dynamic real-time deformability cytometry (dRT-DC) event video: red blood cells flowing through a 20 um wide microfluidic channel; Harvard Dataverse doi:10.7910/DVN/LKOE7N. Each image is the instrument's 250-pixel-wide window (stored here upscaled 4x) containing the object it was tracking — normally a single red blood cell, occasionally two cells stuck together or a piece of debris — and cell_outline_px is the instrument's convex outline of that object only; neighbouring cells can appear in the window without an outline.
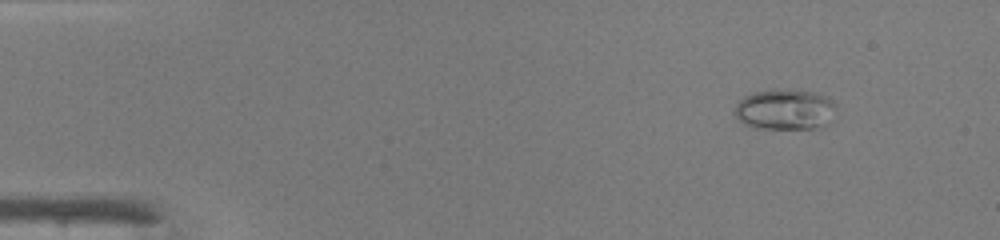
{"species": "common noctule bat (a hibernating species)", "species_latin": "Nyctalus noctula", "temperature_condition": "warm", "stored_images_in_passage": 43, "camera_frame_rate_fps": 3000, "um_per_image_px": 0.085, "animal": {"sex": "male", "body_mass_g": 19.0, "forearm_length_mm": 50.8}, "frame": {"image": 1, "passage_image": 1, "time_ms": 0.0, "image_size_px": [1000, 240], "cell_outline_px": [[836, 104], [832, 120], [828, 124], [820, 128], [756, 128], [744, 124], [736, 116], [736, 104], [744, 96], [752, 92], [812, 92], [824, 96]], "centroid_in_image_um": [66.75, 9.36], "position_along_channel_um": 18.3, "area_um2": 23.18}}
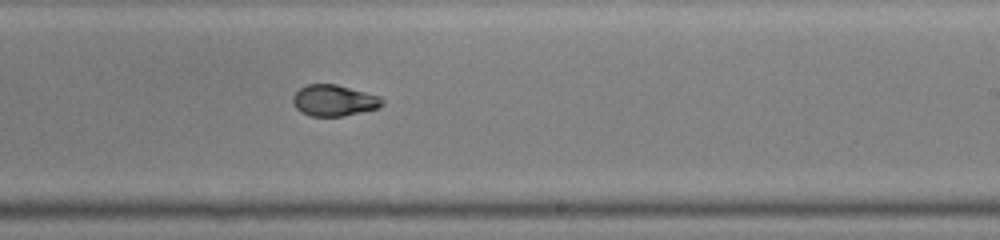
{"frame": {"image": 2, "passage_image": 25, "time_ms": 8.0, "image_size_px": [1000, 240], "cell_outline_px": [[384, 104], [380, 108], [344, 116], [308, 116], [300, 112], [296, 108], [292, 100], [292, 96], [300, 88], [308, 84], [336, 84], [380, 96], [384, 100]], "centroid_in_image_um": [28.4, 8.55], "position_along_channel_um": 260.6, "area_um2": 16.42}}
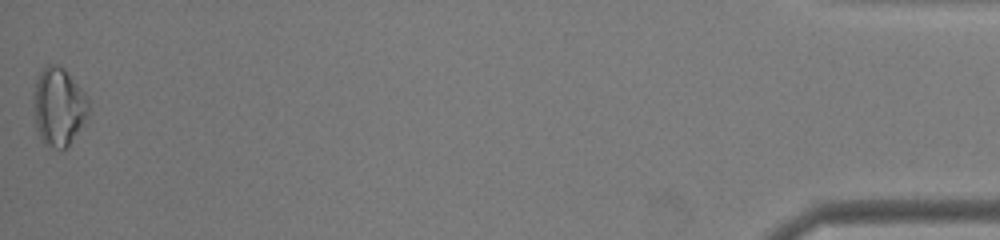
{"frame": {"image": 3, "passage_image": 43, "time_ms": 14.0, "image_size_px": [1000, 240], "cell_outline_px": [[88, 116], [68, 148], [52, 148], [44, 144], [36, 128], [32, 104], [32, 92], [36, 76], [48, 64], [56, 64], [64, 68], [84, 92], [88, 100]], "centroid_in_image_um": [4.95, 9.07], "position_along_channel_um": 430.3, "area_um2": 25.49}, "authors_computed_cell_mechanics": {"area_um2": 17.2822, "velocity_mm_per_s": 4.3306, "shape_relaxation_time_tau1_ms": null, "shape_relaxation_time_tau2_ms": 1.0431, "deformation_change_tau1": null, "deformation_change_tau2": 0.0518}}